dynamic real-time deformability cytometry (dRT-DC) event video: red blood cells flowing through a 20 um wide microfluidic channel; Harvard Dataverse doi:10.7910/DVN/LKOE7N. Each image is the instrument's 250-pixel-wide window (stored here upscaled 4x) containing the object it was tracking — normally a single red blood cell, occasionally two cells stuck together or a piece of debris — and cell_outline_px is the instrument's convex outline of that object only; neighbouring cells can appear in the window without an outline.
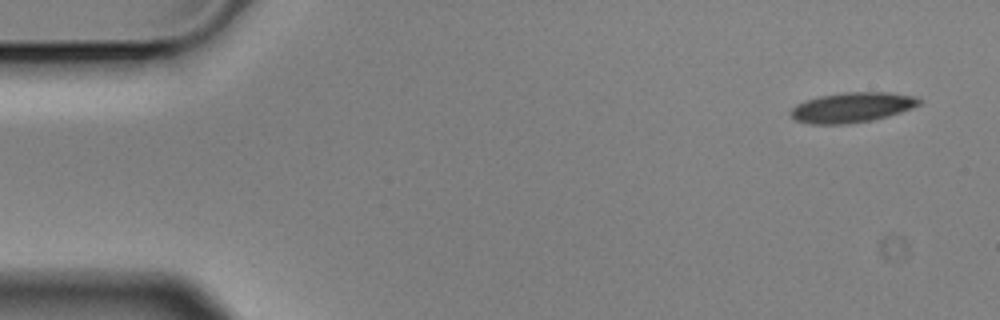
{"species": "Egyptian fruit bat (a non-hibernating species)", "species_latin": "Rousettus aegyptiacus", "temperature_condition": "cold", "stored_images_in_passage": 7, "camera_frame_rate_fps": 3000, "um_per_image_px": 0.085, "animal": {"sex": "male"}, "frame": {"image": 1, "passage_image": 1, "time_ms": 0.0, "image_size_px": [1000, 320], "cell_outline_px": [[920, 104], [912, 108], [888, 116], [872, 120], [844, 124], [812, 124], [796, 120], [788, 112], [796, 104], [804, 100], [820, 96], [844, 92], [888, 92], [916, 96], [920, 100]], "centroid_in_image_um": [72.41, 9.12], "position_along_channel_um": 12.6, "area_um2": 22.48}}
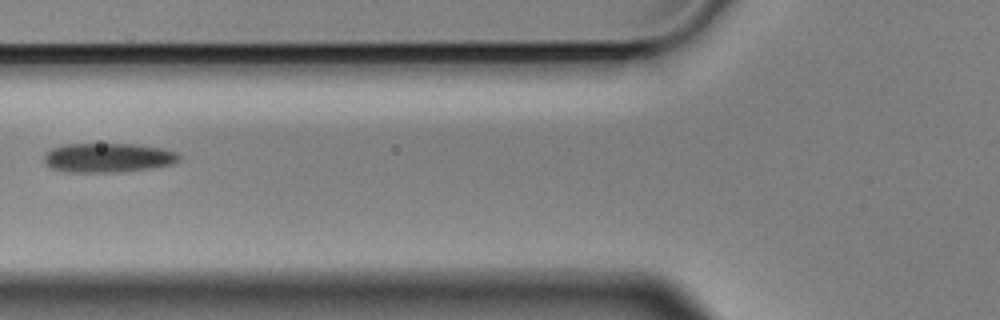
{"frame": {"image": 2, "passage_image": 6, "time_ms": 1.667, "image_size_px": [1000, 320], "cell_outline_px": [[180, 160], [172, 164], [152, 168], [120, 172], [64, 172], [48, 168], [44, 164], [44, 156], [52, 148], [68, 144], [132, 144], [160, 148], [176, 152], [180, 156]], "centroid_in_image_um": [9.15, 13.42], "position_along_channel_um": 116.7, "area_um2": 23.12}}
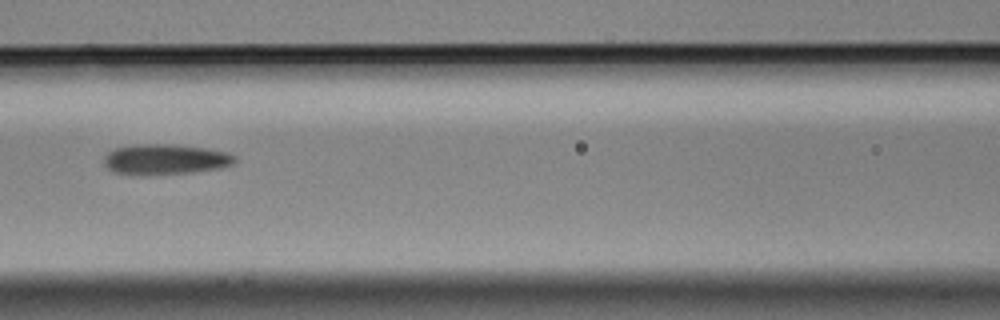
{"frame": {"image": 3, "passage_image": 7, "time_ms": 2.0, "image_size_px": [1000, 320], "cell_outline_px": [[236, 160], [232, 164], [220, 168], [192, 172], [140, 176], [112, 172], [104, 164], [104, 156], [108, 152], [116, 148], [132, 144], [172, 144], [204, 148], [228, 152], [236, 156]], "centroid_in_image_um": [14.01, 13.55], "position_along_channel_um": 152.6, "area_um2": 23.47}}